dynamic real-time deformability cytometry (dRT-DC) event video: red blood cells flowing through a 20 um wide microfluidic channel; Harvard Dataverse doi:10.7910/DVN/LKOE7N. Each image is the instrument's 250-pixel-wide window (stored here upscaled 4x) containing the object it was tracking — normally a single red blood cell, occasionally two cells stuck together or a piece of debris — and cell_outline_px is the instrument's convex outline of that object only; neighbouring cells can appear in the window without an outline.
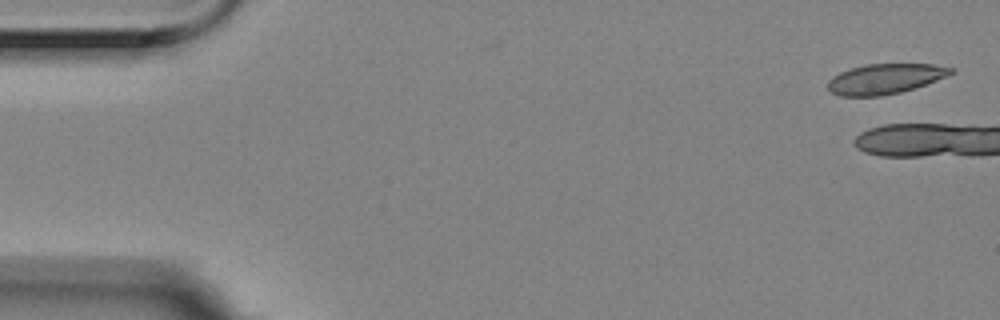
{"species": "Egyptian fruit bat (a non-hibernating species)", "species_latin": "Rousettus aegyptiacus", "temperature_condition": "room temperature", "stored_images_in_passage": 2, "camera_frame_rate_fps": 3000, "um_per_image_px": 0.085, "animal": {"sex": "female"}, "frame": {"image": 1, "passage_image": 1, "time_ms": 0.0, "image_size_px": [1000, 320], "cell_outline_px": [[956, 72], [948, 76], [900, 92], [880, 96], [840, 96], [832, 92], [828, 88], [828, 80], [832, 76], [840, 72], [864, 64], [932, 64], [956, 68]], "centroid_in_image_um": [75.24, 6.69], "position_along_channel_um": 9.8, "area_um2": 21.56}}